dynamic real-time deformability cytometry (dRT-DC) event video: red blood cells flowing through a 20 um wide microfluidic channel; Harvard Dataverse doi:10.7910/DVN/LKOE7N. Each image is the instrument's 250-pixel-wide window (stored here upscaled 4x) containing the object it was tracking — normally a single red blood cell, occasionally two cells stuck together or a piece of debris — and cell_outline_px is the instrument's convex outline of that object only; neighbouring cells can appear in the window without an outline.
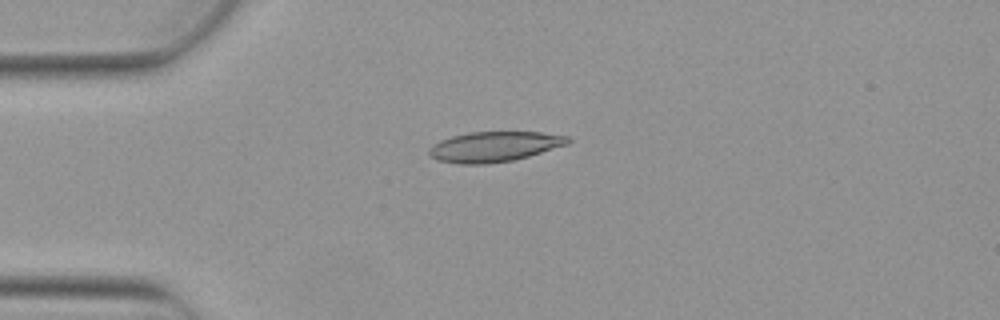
{"species": "Egyptian fruit bat (a non-hibernating species)", "species_latin": "Rousettus aegyptiacus", "temperature_condition": "warm", "stored_images_in_passage": 4, "camera_frame_rate_fps": 3000, "um_per_image_px": 0.085, "animal": {"sex": "female"}, "frame": {"image": 1, "passage_image": 4, "time_ms": 1.0, "image_size_px": [1000, 320], "cell_outline_px": [[572, 140], [568, 144], [528, 156], [512, 160], [484, 164], [460, 164], [436, 160], [428, 152], [428, 148], [432, 144], [440, 140], [452, 136], [468, 132], [540, 132], [568, 136]], "centroid_in_image_um": [41.99, 12.46], "position_along_channel_um": 43.0, "area_um2": 24.39}}